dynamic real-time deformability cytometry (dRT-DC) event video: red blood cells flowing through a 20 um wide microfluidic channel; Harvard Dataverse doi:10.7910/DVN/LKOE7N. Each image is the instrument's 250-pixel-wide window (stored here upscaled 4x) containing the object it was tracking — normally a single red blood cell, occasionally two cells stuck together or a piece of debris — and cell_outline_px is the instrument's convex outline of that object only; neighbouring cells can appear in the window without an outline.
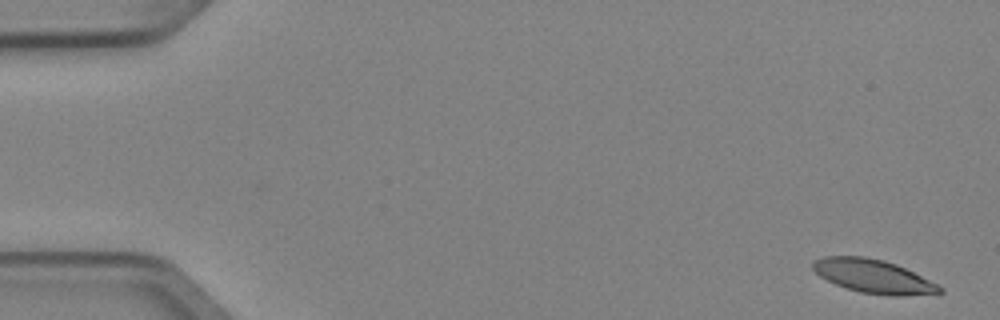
{"species": "Egyptian fruit bat (a non-hibernating species)", "species_latin": "Rousettus aegyptiacus", "temperature_condition": "cold", "stored_images_in_passage": 6, "camera_frame_rate_fps": 3000, "um_per_image_px": 0.085, "animal": {"sex": "female"}, "frame": {"image": 1, "passage_image": 1, "time_ms": 0.0, "image_size_px": [1000, 320], "cell_outline_px": [[944, 292], [940, 296], [892, 296], [860, 292], [836, 284], [820, 276], [812, 268], [812, 264], [816, 260], [824, 256], [864, 256], [884, 260], [896, 264], [940, 284], [944, 288]], "centroid_in_image_um": [74.39, 23.52], "position_along_channel_um": 10.6, "area_um2": 25.32}}
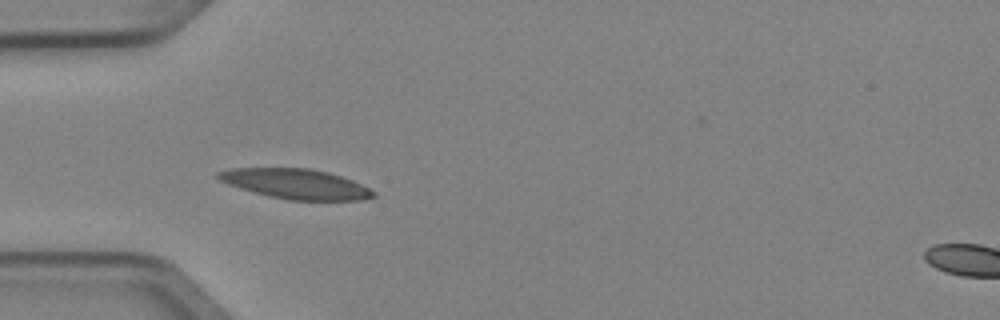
{"frame": {"image": 2, "passage_image": 5, "time_ms": 1.333, "image_size_px": [1000, 320], "cell_outline_px": [[376, 196], [364, 200], [288, 200], [268, 196], [240, 188], [228, 184], [220, 180], [216, 176], [216, 172], [232, 168], [308, 168], [328, 172], [352, 180], [376, 192]], "centroid_in_image_um": [25.14, 15.63], "position_along_channel_um": 59.9, "area_um2": 26.99}}
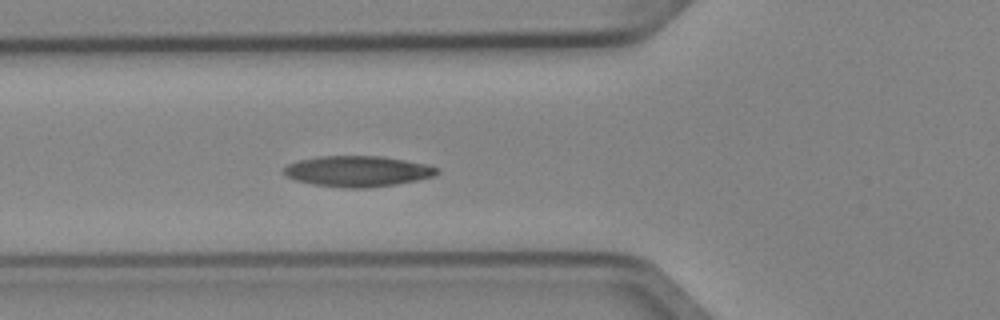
{"frame": {"image": 3, "passage_image": 6, "time_ms": 1.667, "image_size_px": [1000, 320], "cell_outline_px": [[440, 172], [432, 176], [416, 180], [396, 184], [368, 188], [344, 188], [312, 184], [296, 180], [284, 176], [280, 172], [288, 164], [300, 160], [320, 156], [380, 156], [428, 164], [440, 168]], "centroid_in_image_um": [30.38, 14.56], "position_along_channel_um": 95.4, "area_um2": 27.57}}